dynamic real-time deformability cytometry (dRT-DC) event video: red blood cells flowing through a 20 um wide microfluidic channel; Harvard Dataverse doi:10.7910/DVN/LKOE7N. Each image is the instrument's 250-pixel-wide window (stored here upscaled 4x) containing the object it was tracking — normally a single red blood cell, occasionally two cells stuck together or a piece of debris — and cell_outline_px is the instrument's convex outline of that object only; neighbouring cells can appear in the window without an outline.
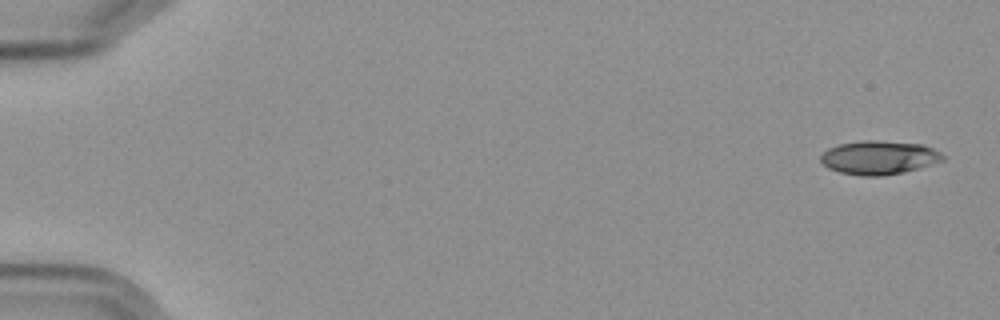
{"species": "Egyptian fruit bat (a non-hibernating species)", "species_latin": "Rousettus aegyptiacus", "temperature_condition": "cold", "stored_images_in_passage": 9, "camera_frame_rate_fps": 3000, "um_per_image_px": 0.085, "frame": {"image": 1, "passage_image": 1, "time_ms": 0.0, "image_size_px": [1000, 320], "cell_outline_px": [[944, 160], [904, 172], [880, 176], [860, 176], [840, 172], [828, 168], [820, 160], [820, 156], [828, 148], [840, 144], [864, 140], [880, 140], [924, 144], [940, 152], [944, 156]], "centroid_in_image_um": [74.71, 13.38], "position_along_channel_um": 10.3, "area_um2": 23.99}}
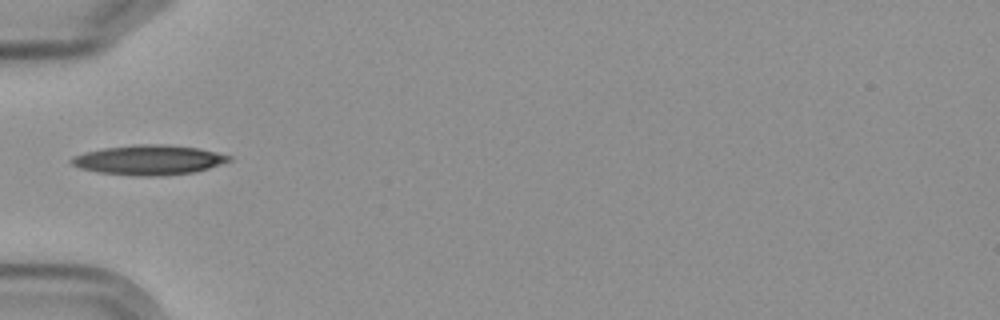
{"frame": {"image": 2, "passage_image": 6, "time_ms": 6.0, "image_size_px": [1000, 320], "cell_outline_px": [[232, 160], [196, 172], [164, 176], [132, 176], [96, 172], [80, 168], [72, 164], [68, 160], [72, 156], [84, 152], [104, 148], [136, 144], [168, 144], [196, 148], [216, 152], [232, 156]], "centroid_in_image_um": [12.62, 13.6], "position_along_channel_um": 72.4, "area_um2": 27.63}}
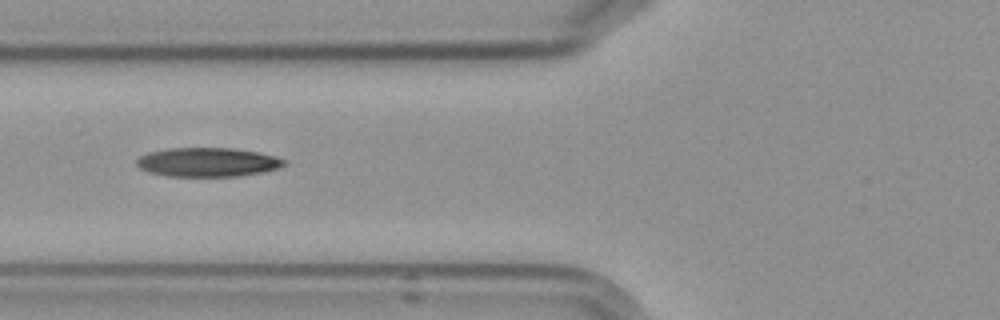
{"frame": {"image": 3, "passage_image": 7, "time_ms": 7.0, "image_size_px": [1000, 320], "cell_outline_px": [[288, 164], [280, 168], [264, 172], [240, 176], [168, 176], [148, 172], [140, 168], [136, 164], [136, 160], [140, 156], [148, 152], [168, 148], [232, 148], [256, 152], [276, 156], [288, 160]], "centroid_in_image_um": [17.69, 13.79], "position_along_channel_um": 108.1, "area_um2": 25.2}}